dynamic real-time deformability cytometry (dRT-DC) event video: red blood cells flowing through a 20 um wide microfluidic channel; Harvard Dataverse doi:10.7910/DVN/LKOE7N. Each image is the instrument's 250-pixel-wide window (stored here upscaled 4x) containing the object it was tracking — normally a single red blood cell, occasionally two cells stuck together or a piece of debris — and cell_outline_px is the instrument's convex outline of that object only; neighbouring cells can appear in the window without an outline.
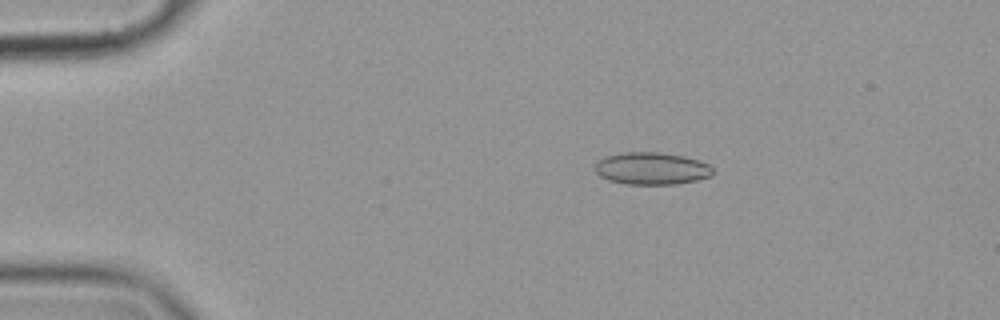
{"species": "common noctule bat (a hibernating species)", "species_latin": "Nyctalus noctula", "temperature_condition": "cold", "stored_images_in_passage": 53, "camera_frame_rate_fps": 3000, "um_per_image_px": 0.085, "animal": {"sex": "female", "body_mass_g": 19.9}, "frame": {"image": 1, "passage_image": 7, "time_ms": 2.0, "image_size_px": [1000, 320], "cell_outline_px": [[716, 172], [712, 176], [696, 180], [676, 184], [628, 184], [608, 180], [600, 176], [596, 172], [596, 160], [604, 156], [624, 152], [656, 152], [684, 156], [700, 160], [708, 164]], "centroid_in_image_um": [55.4, 14.31], "position_along_channel_um": 29.6, "area_um2": 22.31}}
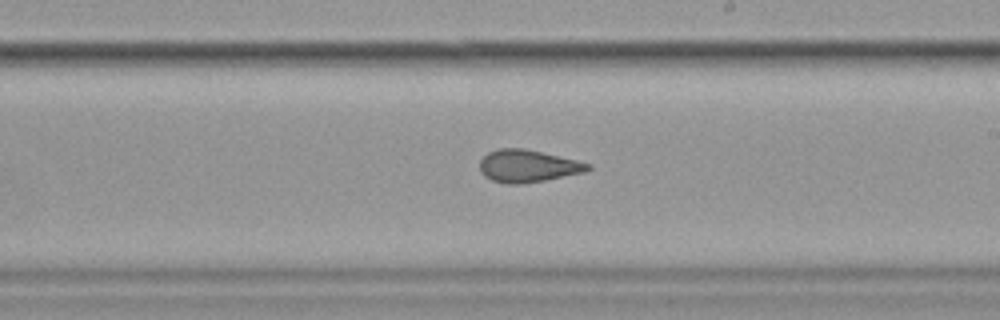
{"frame": {"image": 2, "passage_image": 30, "time_ms": 9.667, "image_size_px": [1000, 320], "cell_outline_px": [[592, 168], [584, 172], [544, 180], [520, 184], [508, 184], [492, 180], [484, 176], [480, 172], [480, 160], [488, 152], [496, 148], [524, 148], [576, 160], [592, 164]], "centroid_in_image_um": [44.84, 14.1], "position_along_channel_um": 244.2, "area_um2": 20.35}}
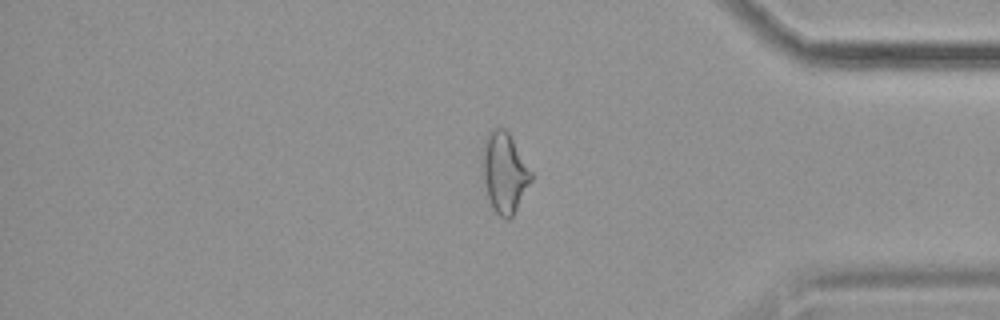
{"frame": {"image": 3, "passage_image": 44, "time_ms": 14.333, "image_size_px": [1000, 320], "cell_outline_px": [[532, 180], [512, 216], [508, 220], [504, 220], [492, 208], [480, 176], [480, 156], [484, 140], [488, 132], [496, 128], [504, 128], [508, 132], [532, 172]], "centroid_in_image_um": [42.81, 14.67], "position_along_channel_um": 392.4, "area_um2": 23.24}, "authors_computed_cell_mechanics": {"area_um2": 21.5016, "velocity_mm_per_s": 3.5877, "shape_relaxation_time_tau1_ms": 9.5886, "shape_relaxation_time_tau2_ms": 1.4757, "deformation_change_tau1": 0.1766, "deformation_change_tau2": 0.0891}}